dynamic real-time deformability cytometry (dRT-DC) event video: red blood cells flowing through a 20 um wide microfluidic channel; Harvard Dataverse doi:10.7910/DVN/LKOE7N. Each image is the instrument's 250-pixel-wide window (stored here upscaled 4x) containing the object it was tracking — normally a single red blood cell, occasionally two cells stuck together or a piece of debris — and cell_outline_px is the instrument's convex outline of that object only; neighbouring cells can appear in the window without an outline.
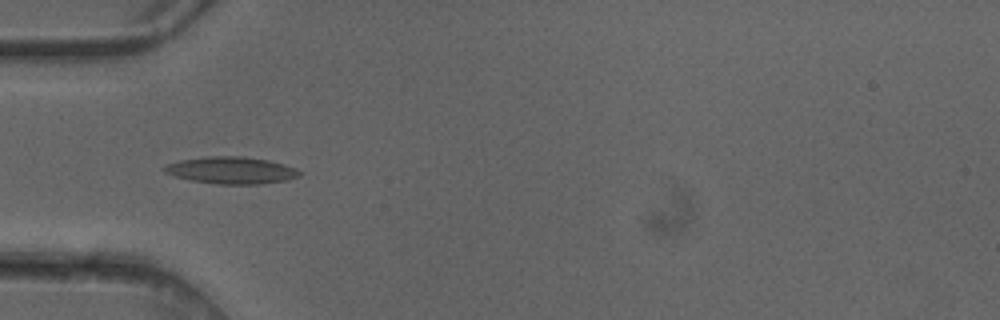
{"species": "common noctule bat (a hibernating species)", "species_latin": "Nyctalus noctula", "temperature_condition": "cold", "stored_images_in_passage": 5, "camera_frame_rate_fps": 3000, "um_per_image_px": 0.085, "animal": {"sex": "female"}, "frame": {"image": 1, "passage_image": 5, "time_ms": 1.333, "image_size_px": [1000, 320], "cell_outline_px": [[304, 172], [300, 176], [288, 180], [260, 184], [216, 184], [192, 180], [176, 176], [164, 172], [160, 168], [168, 164], [180, 160], [204, 156], [244, 156], [268, 160], [284, 164], [296, 168]], "centroid_in_image_um": [19.7, 14.47], "position_along_channel_um": 65.3, "area_um2": 21.44}}